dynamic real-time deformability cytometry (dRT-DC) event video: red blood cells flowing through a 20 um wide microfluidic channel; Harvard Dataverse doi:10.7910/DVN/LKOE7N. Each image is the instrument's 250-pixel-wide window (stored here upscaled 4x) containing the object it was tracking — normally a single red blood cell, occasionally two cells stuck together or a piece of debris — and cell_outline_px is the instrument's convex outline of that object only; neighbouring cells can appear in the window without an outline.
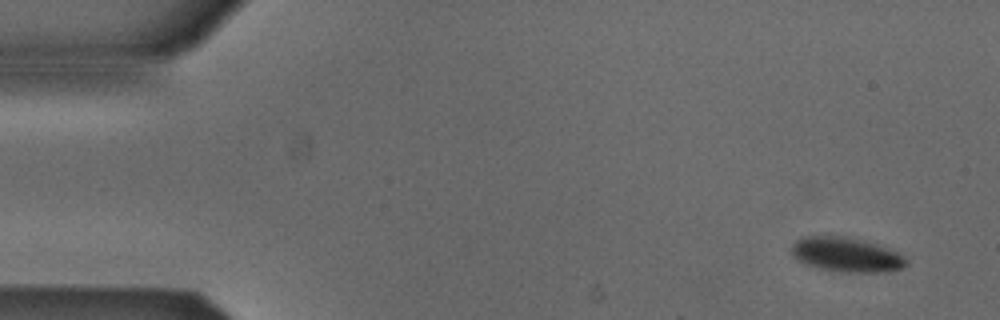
{"species": "Egyptian fruit bat (a non-hibernating species)", "species_latin": "Rousettus aegyptiacus", "temperature_condition": "cold", "stored_images_in_passage": 51, "camera_frame_rate_fps": 3000, "um_per_image_px": 0.085, "animal": {"sex": "male"}, "frame": {"image": 1, "passage_image": 1, "time_ms": 0.0, "image_size_px": [1000, 320], "cell_outline_px": [[908, 264], [904, 268], [888, 272], [840, 272], [816, 268], [804, 264], [796, 260], [788, 252], [792, 244], [800, 236], [840, 236], [876, 244], [896, 252], [904, 256], [908, 260]], "centroid_in_image_um": [71.87, 21.67], "position_along_channel_um": 13.1, "area_um2": 23.41}}
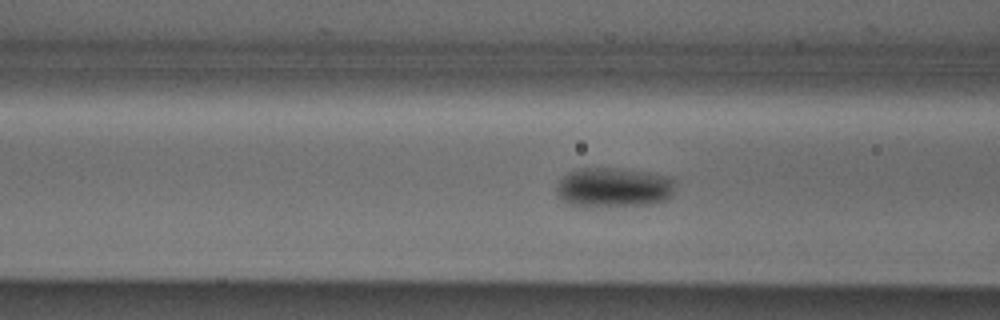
{"frame": {"image": 2, "passage_image": 18, "time_ms": 5.667, "image_size_px": [1000, 320], "cell_outline_px": [[676, 184], [672, 196], [668, 200], [652, 204], [584, 208], [580, 208], [568, 204], [560, 200], [556, 196], [556, 184], [568, 172], [576, 168], [624, 168], [656, 172], [672, 176], [676, 180]], "centroid_in_image_um": [52.19, 15.94], "position_along_channel_um": 114.4, "area_um2": 28.96}}
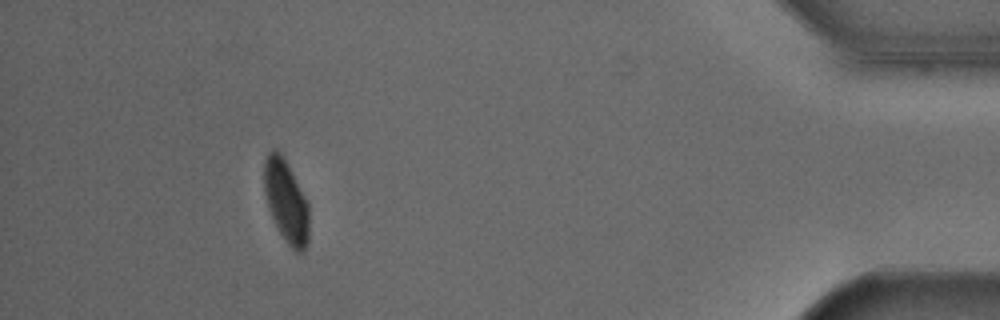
{"frame": {"image": 3, "passage_image": 46, "time_ms": 15.0, "image_size_px": [1000, 320], "cell_outline_px": [[308, 244], [300, 252], [296, 252], [284, 240], [268, 208], [264, 192], [264, 160], [268, 152], [272, 148], [276, 148], [280, 152], [304, 196], [308, 204]], "centroid_in_image_um": [24.29, 17.1], "position_along_channel_um": 410.9, "area_um2": 21.21}, "authors_computed_cell_mechanics": {"area_um2": 25.432, "velocity_mm_per_s": 3.8526, "shape_relaxation_time_tau1_ms": 2.0786, "shape_relaxation_time_tau2_ms": null, "deformation_change_tau1": 0.0562, "deformation_change_tau2": null}}